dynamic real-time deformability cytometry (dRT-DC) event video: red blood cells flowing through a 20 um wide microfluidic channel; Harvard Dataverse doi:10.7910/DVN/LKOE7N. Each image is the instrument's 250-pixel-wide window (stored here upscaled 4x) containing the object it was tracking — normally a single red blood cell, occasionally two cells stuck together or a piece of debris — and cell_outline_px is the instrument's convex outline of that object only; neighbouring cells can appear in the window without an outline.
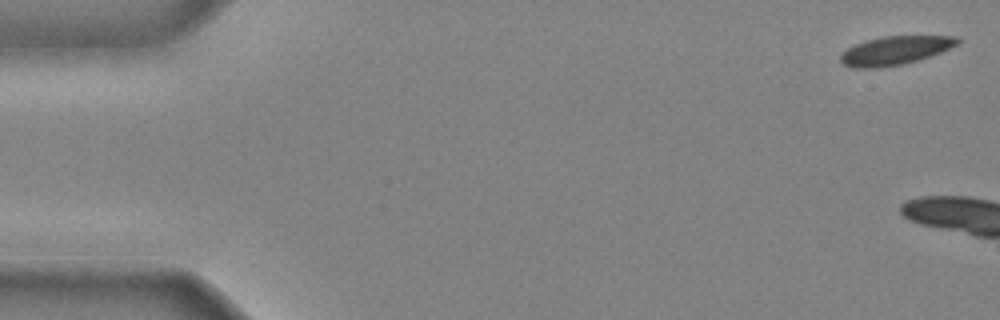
{"species": "common noctule bat (a hibernating species)", "species_latin": "Nyctalus noctula", "temperature_condition": "cold", "stored_images_in_passage": 5, "camera_frame_rate_fps": 3000, "um_per_image_px": 0.085, "animal": {"sex": "male", "body_mass_g": 20.4}, "frame": {"image": 1, "passage_image": 1, "time_ms": 0.0, "image_size_px": [1000, 320], "cell_outline_px": [[960, 40], [956, 44], [940, 52], [904, 64], [880, 68], [848, 68], [840, 60], [840, 56], [848, 48], [856, 44], [868, 40], [884, 36], [956, 36]], "centroid_in_image_um": [76.04, 4.3], "position_along_channel_um": 9.0, "area_um2": 19.19}}